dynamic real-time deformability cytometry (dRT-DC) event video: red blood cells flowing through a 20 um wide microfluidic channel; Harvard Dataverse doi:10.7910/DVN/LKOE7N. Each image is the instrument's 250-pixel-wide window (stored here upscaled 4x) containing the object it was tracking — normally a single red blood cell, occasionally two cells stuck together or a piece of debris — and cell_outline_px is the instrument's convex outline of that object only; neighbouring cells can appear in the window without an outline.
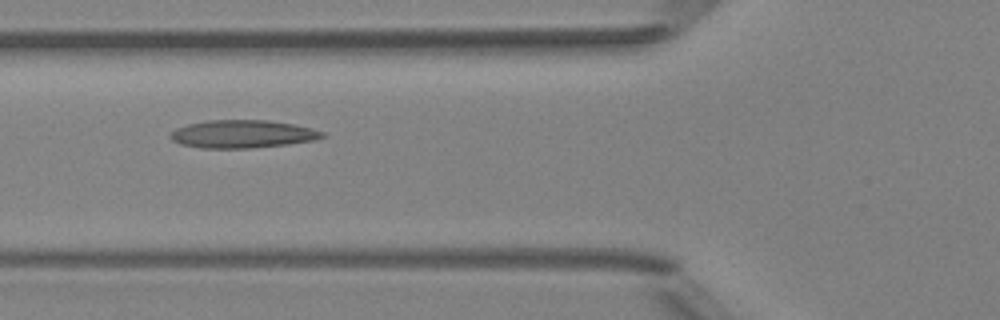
{"species": "Egyptian fruit bat (a non-hibernating species)", "species_latin": "Rousettus aegyptiacus", "temperature_condition": "room temperature", "stored_images_in_passage": 2, "camera_frame_rate_fps": 3000, "um_per_image_px": 0.085, "animal": {"sex": "female"}, "frame": {"image": 1, "passage_image": 2, "time_ms": 1.0, "image_size_px": [1000, 320], "cell_outline_px": [[324, 136], [316, 140], [288, 144], [248, 148], [204, 148], [180, 144], [172, 140], [168, 136], [176, 128], [188, 124], [208, 120], [268, 120], [292, 124], [312, 128], [324, 132]], "centroid_in_image_um": [20.61, 11.39], "position_along_channel_um": 105.2, "area_um2": 24.62}}